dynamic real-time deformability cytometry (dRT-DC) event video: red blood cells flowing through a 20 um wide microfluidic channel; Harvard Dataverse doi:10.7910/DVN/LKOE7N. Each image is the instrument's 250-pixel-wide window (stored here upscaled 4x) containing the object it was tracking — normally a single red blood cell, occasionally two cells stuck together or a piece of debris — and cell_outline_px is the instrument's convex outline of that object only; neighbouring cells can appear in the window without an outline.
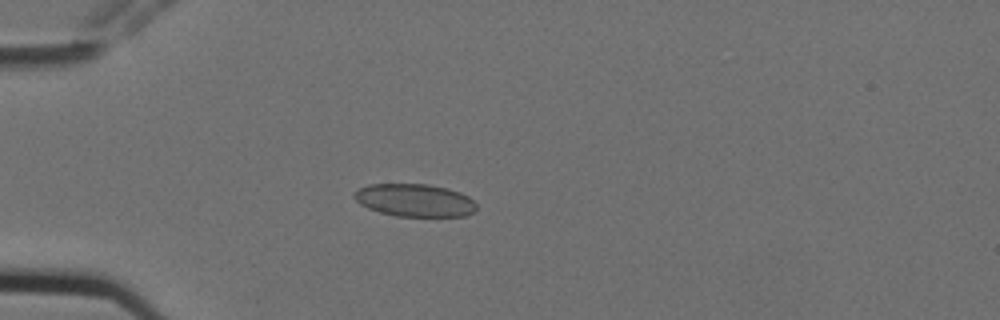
{"species": "Egyptian fruit bat (a non-hibernating species)", "species_latin": "Rousettus aegyptiacus", "temperature_condition": "cold", "stored_images_in_passage": 6, "camera_frame_rate_fps": 3000, "um_per_image_px": 0.085, "animal": {"sex": "female"}, "frame": {"image": 1, "passage_image": 4, "time_ms": 1.0, "image_size_px": [1000, 320], "cell_outline_px": [[476, 212], [464, 216], [396, 216], [380, 212], [368, 208], [360, 204], [352, 196], [360, 188], [368, 184], [428, 184], [448, 188], [460, 192], [468, 196], [476, 204]], "centroid_in_image_um": [35.27, 17.02], "position_along_channel_um": 49.7, "area_um2": 23.35}}
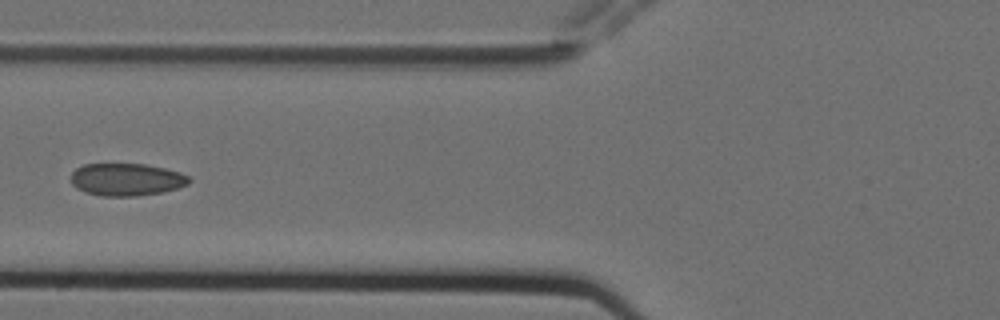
{"frame": {"image": 2, "passage_image": 6, "time_ms": 1.667, "image_size_px": [1000, 320], "cell_outline_px": [[192, 180], [188, 184], [164, 192], [136, 196], [100, 196], [84, 192], [76, 188], [72, 184], [72, 172], [76, 168], [84, 164], [144, 164], [164, 168], [180, 172], [188, 176]], "centroid_in_image_um": [10.75, 15.26], "position_along_channel_um": 115.1, "area_um2": 22.43}}